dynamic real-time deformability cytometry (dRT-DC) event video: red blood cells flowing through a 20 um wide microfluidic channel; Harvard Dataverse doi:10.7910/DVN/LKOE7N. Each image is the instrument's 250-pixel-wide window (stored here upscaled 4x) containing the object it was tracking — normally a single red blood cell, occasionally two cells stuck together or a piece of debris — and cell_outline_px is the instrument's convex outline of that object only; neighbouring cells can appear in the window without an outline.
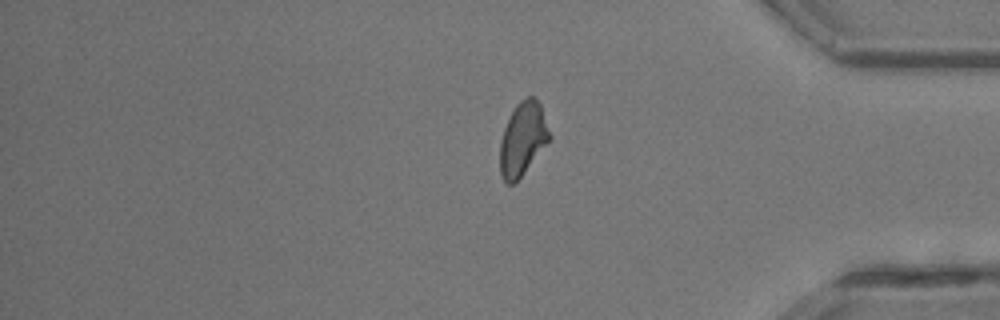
{"species": "common noctule bat (a hibernating species)", "species_latin": "Nyctalus noctula", "temperature_condition": "room temperature", "stored_images_in_passage": 26, "segment_of_instrument_passage": [2, 2], "camera_frame_rate_fps": 3000, "um_per_image_px": 0.085, "animal": {"sex": "male", "body_mass_g": 13.3}, "frame": {"image": 1, "passage_image": 26, "time_ms": 8.333, "image_size_px": [1000, 320], "cell_outline_px": [[552, 136], [520, 176], [512, 184], [508, 184], [500, 176], [500, 140], [504, 128], [516, 104], [520, 100], [528, 96], [532, 96], [540, 104]], "centroid_in_image_um": [44.42, 11.78], "position_along_channel_um": 390.8, "area_um2": 20.69}}